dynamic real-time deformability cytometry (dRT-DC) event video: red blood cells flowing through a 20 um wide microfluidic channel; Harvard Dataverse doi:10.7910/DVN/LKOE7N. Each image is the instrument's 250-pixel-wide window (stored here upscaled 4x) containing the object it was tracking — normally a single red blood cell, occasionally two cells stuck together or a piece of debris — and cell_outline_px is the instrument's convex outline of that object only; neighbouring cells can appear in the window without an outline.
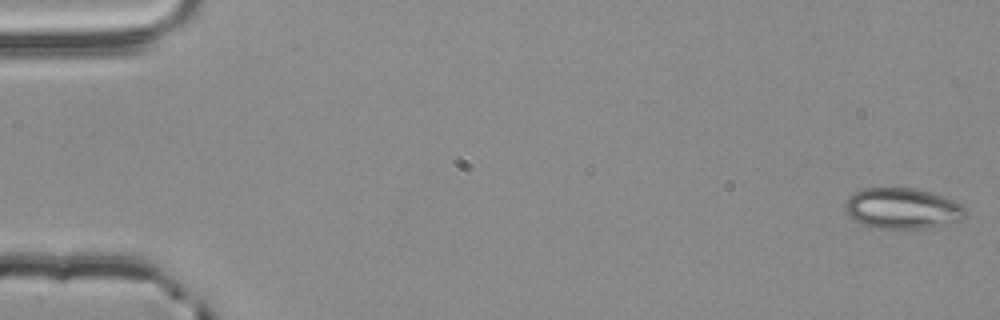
{"species": "common noctule bat (a hibernating species)", "species_latin": "Nyctalus noctula", "temperature_condition": "room temperature", "stored_images_in_passage": 51, "camera_frame_rate_fps": 3000, "um_per_image_px": 0.085, "animal": {"sex": "male", "body_mass_g": 20.4}, "frame": {"image": 1, "passage_image": 1, "time_ms": 0.0, "image_size_px": [1000, 320], "cell_outline_px": [[968, 216], [956, 224], [928, 228], [876, 228], [864, 224], [848, 216], [844, 208], [844, 204], [856, 192], [864, 188], [912, 188], [928, 192], [952, 200], [960, 204], [968, 212]], "centroid_in_image_um": [76.77, 17.74], "position_along_channel_um": 8.2, "area_um2": 28.61}}
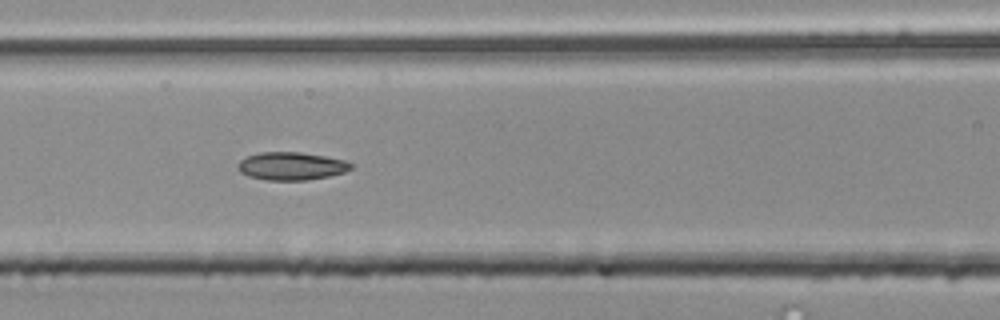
{"frame": {"image": 2, "passage_image": 24, "time_ms": 7.667, "image_size_px": [1000, 320], "cell_outline_px": [[352, 168], [344, 172], [328, 176], [304, 180], [268, 180], [248, 176], [240, 172], [236, 164], [240, 160], [248, 156], [260, 152], [300, 152], [324, 156], [344, 160], [352, 164]], "centroid_in_image_um": [24.73, 14.11], "position_along_channel_um": 141.9, "area_um2": 18.26}}
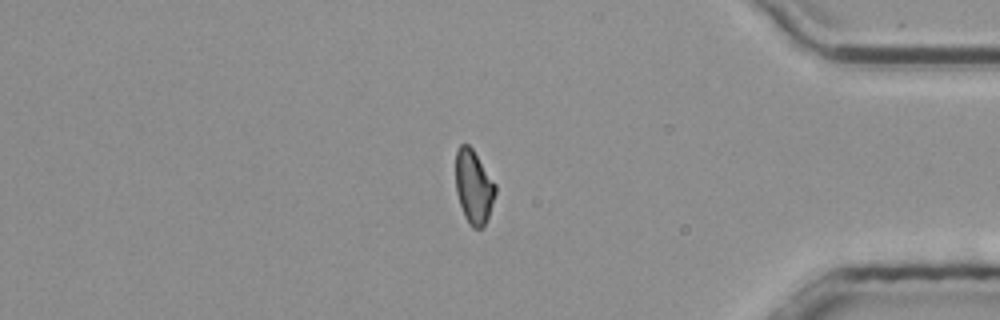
{"frame": {"image": 3, "passage_image": 46, "time_ms": 15.0, "image_size_px": [1000, 320], "cell_outline_px": [[496, 192], [488, 216], [484, 224], [480, 228], [472, 228], [468, 224], [464, 216], [456, 192], [456, 148], [460, 144], [468, 144], [472, 148], [496, 184]], "centroid_in_image_um": [40.25, 15.87], "position_along_channel_um": 394.9, "area_um2": 16.99}}